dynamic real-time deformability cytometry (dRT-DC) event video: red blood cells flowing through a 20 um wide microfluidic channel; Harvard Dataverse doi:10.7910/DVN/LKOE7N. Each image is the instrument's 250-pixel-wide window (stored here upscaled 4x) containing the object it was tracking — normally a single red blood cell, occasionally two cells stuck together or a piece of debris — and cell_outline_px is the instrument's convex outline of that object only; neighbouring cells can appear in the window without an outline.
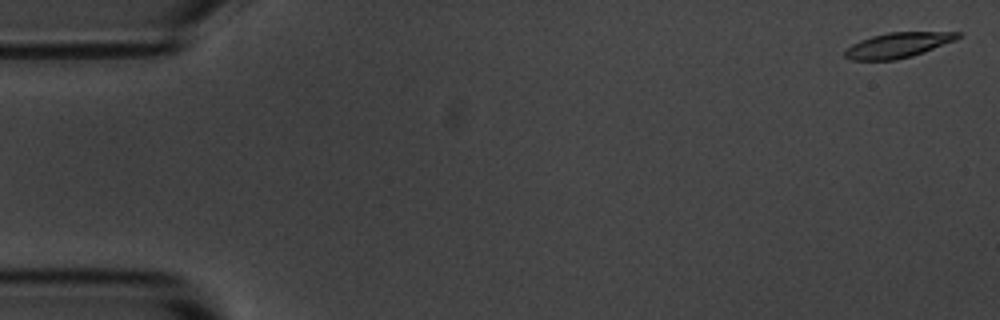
{"species": "common noctule bat (a hibernating species)", "species_latin": "Nyctalus noctula", "temperature_condition": "room temperature", "stored_images_in_passage": 6, "segment_of_instrument_passage": [1, 2], "camera_frame_rate_fps": 3000, "um_per_image_px": 0.085, "animal": {"sex": "male", "body_mass_g": 20.1, "forearm_length_mm": 53.5}, "frame": {"image": 1, "passage_image": 1, "time_ms": 0.0, "image_size_px": [1000, 320], "cell_outline_px": [[960, 36], [956, 40], [912, 56], [896, 60], [852, 60], [844, 56], [844, 52], [852, 44], [860, 40], [872, 36], [888, 32], [960, 32]], "centroid_in_image_um": [76.31, 3.84], "position_along_channel_um": 8.7, "area_um2": 16.42}}
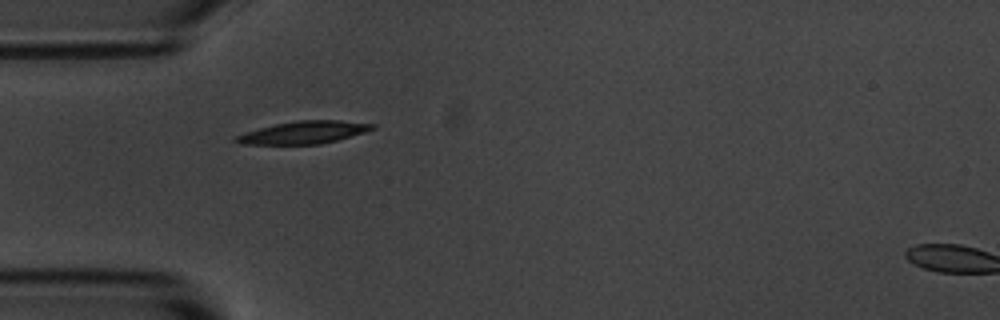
{"frame": {"image": 2, "passage_image": 5, "time_ms": 5.0, "image_size_px": [1000, 320], "cell_outline_px": [[376, 128], [364, 132], [336, 140], [320, 144], [240, 144], [232, 140], [236, 136], [244, 132], [276, 124], [296, 120], [340, 120], [376, 124]], "centroid_in_image_um": [25.81, 11.25], "position_along_channel_um": 59.2, "area_um2": 17.8}}